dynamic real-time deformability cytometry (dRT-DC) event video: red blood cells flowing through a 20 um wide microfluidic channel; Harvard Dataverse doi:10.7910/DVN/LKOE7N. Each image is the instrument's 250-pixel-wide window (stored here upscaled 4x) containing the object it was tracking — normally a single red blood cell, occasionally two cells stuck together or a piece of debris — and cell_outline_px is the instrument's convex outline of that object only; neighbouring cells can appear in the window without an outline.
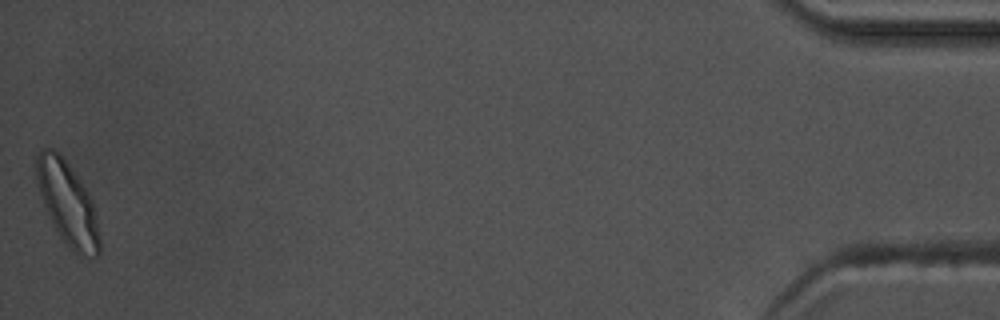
{"species": "common noctule bat (a hibernating species)", "species_latin": "Nyctalus noctula", "temperature_condition": "warm", "stored_images_in_passage": 56, "camera_frame_rate_fps": 3000, "um_per_image_px": 0.085, "animal": {"sex": "male", "body_mass_g": 17.5, "forearm_length_mm": 52.3}, "frame": {"image": 1, "passage_image": 56, "time_ms": 18.333, "image_size_px": [1000, 320], "cell_outline_px": [[100, 252], [96, 256], [76, 252], [60, 236], [44, 204], [36, 180], [36, 156], [44, 148], [52, 148], [64, 160], [80, 180], [88, 192], [92, 200], [96, 216], [100, 240]], "centroid_in_image_um": [5.75, 17.25], "position_along_channel_um": 429.5, "area_um2": 29.42}, "authors_computed_cell_mechanics": {"area_um2": 19.5364, "velocity_mm_per_s": 3.651, "shape_relaxation_time_tau1_ms": 3.3673, "shape_relaxation_time_tau2_ms": 1.5021, "deformation_change_tau1": 0.1466, "deformation_change_tau2": 0.0607}}